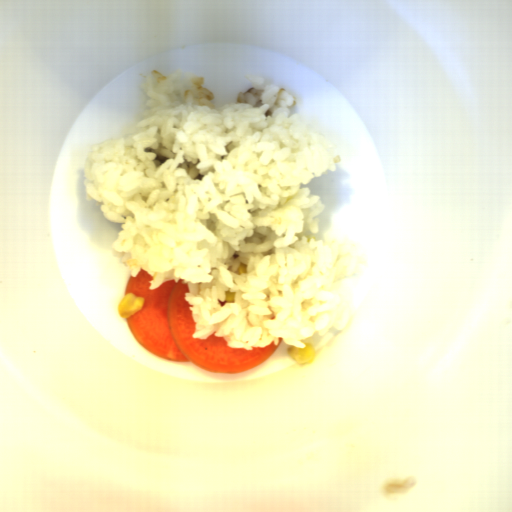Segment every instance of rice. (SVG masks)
<instances>
[{
	"label": "rice",
	"mask_w": 512,
	"mask_h": 512,
	"mask_svg": "<svg viewBox=\"0 0 512 512\" xmlns=\"http://www.w3.org/2000/svg\"><path fill=\"white\" fill-rule=\"evenodd\" d=\"M215 107L205 77L149 71V108L119 137L91 144L83 186L109 222L123 228L111 248L150 289L188 284L195 339L229 348L301 340L345 329L353 304L342 280L363 274L358 244L315 240L325 211L313 178L335 172L341 155L317 127L290 114L296 100L264 76ZM309 240V242H308Z\"/></svg>",
	"instance_id": "1"
}]
</instances>
